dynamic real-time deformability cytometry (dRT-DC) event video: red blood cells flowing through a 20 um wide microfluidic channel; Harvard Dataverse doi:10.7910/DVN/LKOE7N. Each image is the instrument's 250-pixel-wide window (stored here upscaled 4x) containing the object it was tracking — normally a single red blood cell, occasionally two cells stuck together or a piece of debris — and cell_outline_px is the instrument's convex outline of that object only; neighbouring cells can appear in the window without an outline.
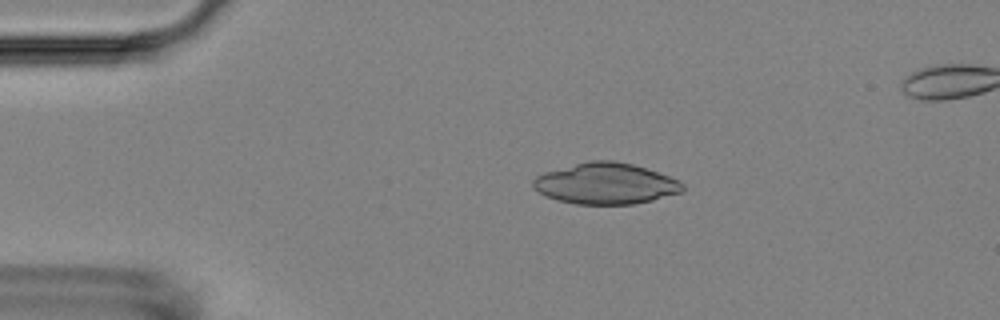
{"species": "Egyptian fruit bat (a non-hibernating species)", "species_latin": "Rousettus aegyptiacus", "temperature_condition": "room temperature", "stored_images_in_passage": 8, "camera_frame_rate_fps": 3000, "um_per_image_px": 0.085, "animal": {"sex": "female"}, "frame": {"image": 1, "passage_image": 4, "time_ms": 3.333, "image_size_px": [1000, 320], "cell_outline_px": [[684, 192], [652, 200], [632, 204], [576, 204], [556, 200], [532, 188], [532, 180], [536, 176], [544, 172], [588, 160], [612, 160], [632, 164], [648, 168], [668, 176], [684, 184]], "centroid_in_image_um": [51.48, 15.6], "position_along_channel_um": 33.5, "area_um2": 35.89}}